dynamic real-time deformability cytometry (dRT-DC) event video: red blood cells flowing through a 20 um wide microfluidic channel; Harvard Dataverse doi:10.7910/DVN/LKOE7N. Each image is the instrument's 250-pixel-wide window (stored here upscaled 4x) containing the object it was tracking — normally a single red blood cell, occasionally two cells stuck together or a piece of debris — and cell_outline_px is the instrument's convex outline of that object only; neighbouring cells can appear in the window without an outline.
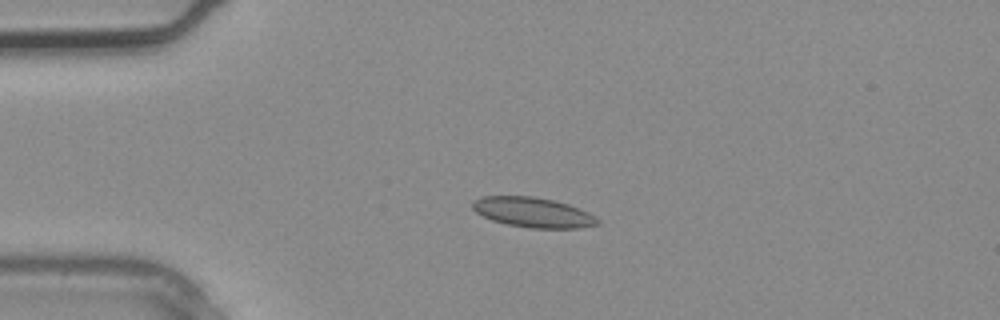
{"species": "common noctule bat (a hibernating species)", "species_latin": "Nyctalus noctula", "temperature_condition": "warm", "stored_images_in_passage": 2, "camera_frame_rate_fps": 3000, "um_per_image_px": 0.085, "animal": {"sex": "male", "body_mass_g": 20.4}, "frame": {"image": 1, "passage_image": 2, "time_ms": 0.333, "image_size_px": [1000, 320], "cell_outline_px": [[600, 224], [580, 228], [528, 228], [508, 224], [492, 220], [476, 212], [472, 208], [472, 200], [480, 196], [532, 196], [556, 200], [568, 204], [588, 212], [596, 216], [600, 220]], "centroid_in_image_um": [45.32, 18.04], "position_along_channel_um": 39.7, "area_um2": 22.02}}